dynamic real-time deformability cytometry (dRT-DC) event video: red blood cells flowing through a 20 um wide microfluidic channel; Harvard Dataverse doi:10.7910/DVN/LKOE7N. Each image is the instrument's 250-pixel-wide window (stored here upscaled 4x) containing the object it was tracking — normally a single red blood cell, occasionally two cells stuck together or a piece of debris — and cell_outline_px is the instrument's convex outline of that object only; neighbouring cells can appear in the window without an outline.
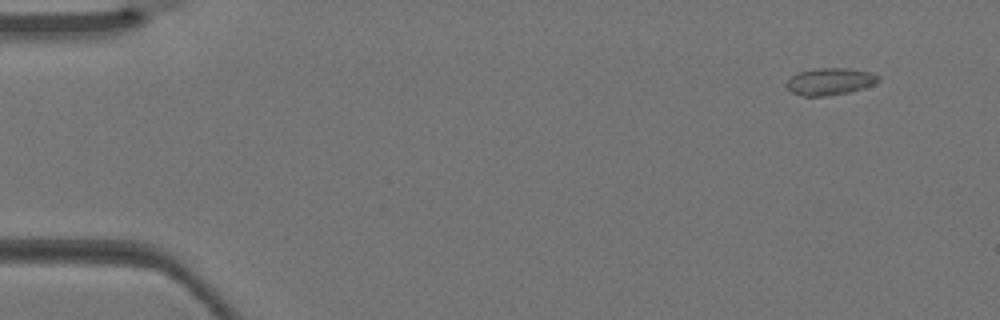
{"species": "Egyptian fruit bat (a non-hibernating species)", "species_latin": "Rousettus aegyptiacus", "temperature_condition": "warm", "stored_images_in_passage": 4, "segment_of_instrument_passage": [1, 2], "camera_frame_rate_fps": 3000, "um_per_image_px": 0.085, "animal": {"sex": "female"}, "frame": {"image": 1, "passage_image": 1, "time_ms": 0.0, "image_size_px": [1000, 320], "cell_outline_px": [[880, 80], [864, 88], [852, 92], [828, 96], [804, 96], [792, 92], [784, 84], [792, 76], [800, 72], [816, 68], [848, 68], [872, 72], [880, 76]], "centroid_in_image_um": [70.58, 6.93], "position_along_channel_um": 14.4, "area_um2": 14.57}}